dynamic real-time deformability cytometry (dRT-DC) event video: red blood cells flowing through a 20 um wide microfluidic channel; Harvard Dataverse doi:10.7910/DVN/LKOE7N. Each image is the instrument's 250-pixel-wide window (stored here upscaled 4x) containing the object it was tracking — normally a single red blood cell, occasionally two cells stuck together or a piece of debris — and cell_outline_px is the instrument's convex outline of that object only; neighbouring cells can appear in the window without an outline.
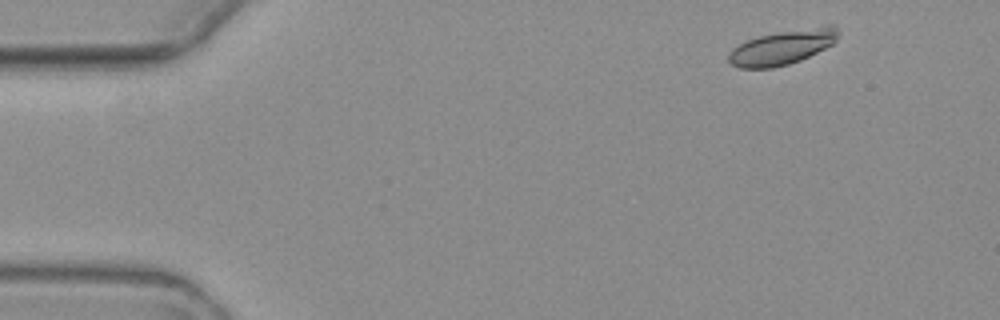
{"species": "common noctule bat (a hibernating species)", "species_latin": "Nyctalus noctula", "temperature_condition": "warm", "stored_images_in_passage": 4, "camera_frame_rate_fps": 3000, "um_per_image_px": 0.085, "animal": {"sex": "female", "body_mass_g": 19.3, "forearm_length_mm": 54.1}, "frame": {"image": 1, "passage_image": 1, "time_ms": 0.0, "image_size_px": [1000, 320], "cell_outline_px": [[840, 32], [836, 40], [832, 44], [800, 60], [788, 64], [772, 68], [740, 68], [732, 64], [728, 60], [728, 52], [732, 48], [748, 40], [760, 36], [828, 24], [832, 24]], "centroid_in_image_um": [66.51, 4.02], "position_along_channel_um": 18.5, "area_um2": 21.73}}